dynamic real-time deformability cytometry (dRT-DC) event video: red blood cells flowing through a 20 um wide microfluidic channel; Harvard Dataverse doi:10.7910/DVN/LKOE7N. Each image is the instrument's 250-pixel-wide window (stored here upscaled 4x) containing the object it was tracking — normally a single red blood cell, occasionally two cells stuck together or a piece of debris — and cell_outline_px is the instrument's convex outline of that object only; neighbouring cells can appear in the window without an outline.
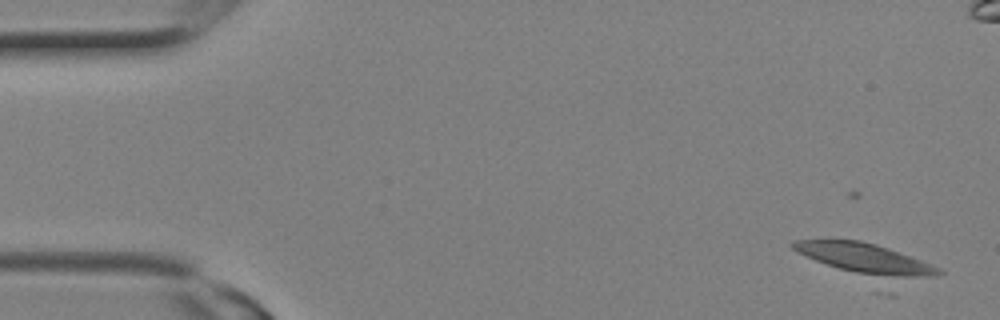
{"species": "Egyptian fruit bat (a non-hibernating species)", "species_latin": "Rousettus aegyptiacus", "temperature_condition": "room temperature", "stored_images_in_passage": 27, "camera_frame_rate_fps": 3000, "um_per_image_px": 0.085, "animal": {"sex": "female"}, "frame": {"image": 1, "passage_image": 1, "time_ms": 0.0, "image_size_px": [1000, 320], "cell_outline_px": [[944, 272], [928, 276], [872, 276], [840, 268], [816, 260], [796, 252], [788, 244], [792, 240], [860, 240], [876, 244], [888, 248], [932, 264], [940, 268]], "centroid_in_image_um": [73.46, 21.92], "position_along_channel_um": 11.5, "area_um2": 24.57}}
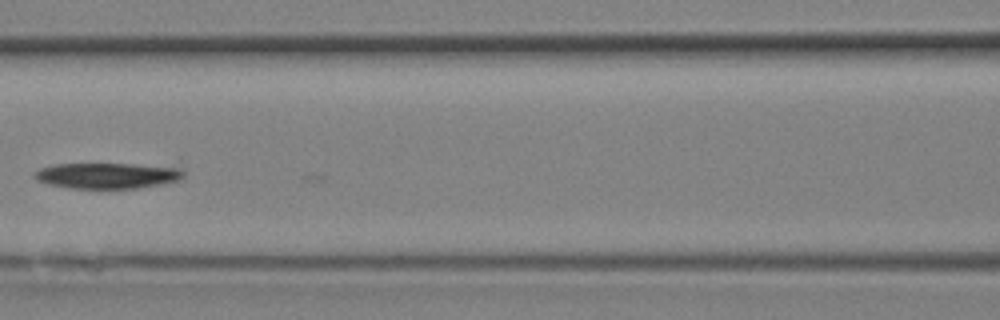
{"frame": {"image": 2, "passage_image": 11, "time_ms": 3.333, "image_size_px": [1000, 320], "cell_outline_px": [[184, 176], [180, 180], [160, 184], [136, 188], [68, 188], [48, 184], [36, 180], [32, 176], [40, 168], [52, 164], [132, 164], [180, 168], [184, 172]], "centroid_in_image_um": [9.08, 14.93], "position_along_channel_um": 157.5, "area_um2": 22.25}}
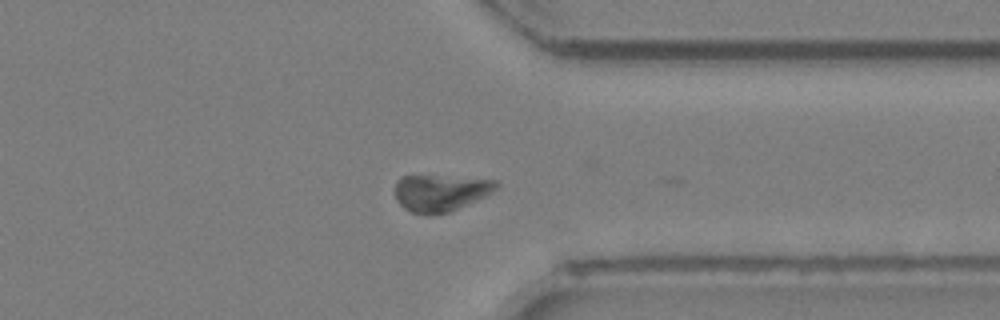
{"frame": {"image": 3, "passage_image": 19, "time_ms": 6.0, "image_size_px": [1000, 320], "cell_outline_px": [[500, 184], [492, 192], [484, 196], [448, 212], [428, 216], [412, 212], [404, 208], [396, 200], [396, 180], [400, 176], [432, 176], [496, 180]], "centroid_in_image_um": [37.4, 16.4], "position_along_channel_um": 374.0, "area_um2": 21.33}}